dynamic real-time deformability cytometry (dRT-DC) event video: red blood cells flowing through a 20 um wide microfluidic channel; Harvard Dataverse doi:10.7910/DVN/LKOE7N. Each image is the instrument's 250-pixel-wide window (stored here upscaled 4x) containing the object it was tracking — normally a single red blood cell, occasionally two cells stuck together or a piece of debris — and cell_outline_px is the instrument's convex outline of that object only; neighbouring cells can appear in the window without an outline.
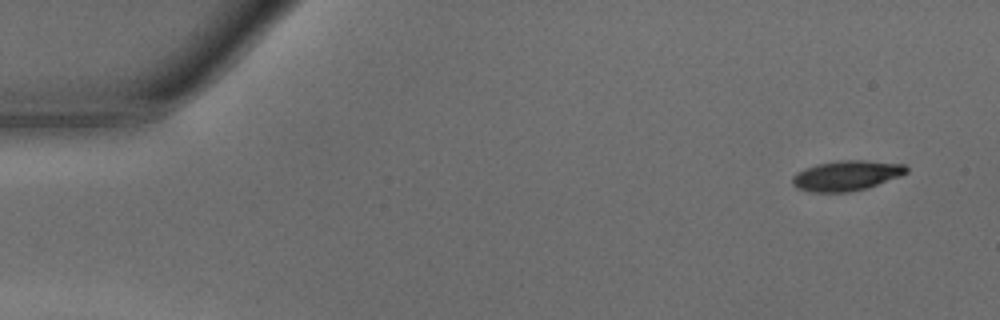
{"species": "common noctule bat (a hibernating species)", "species_latin": "Nyctalus noctula", "temperature_condition": "warm", "stored_images_in_passage": 46, "camera_frame_rate_fps": 3000, "um_per_image_px": 0.085, "animal": {"sex": "male", "body_mass_g": 15.6}, "frame": {"image": 1, "passage_image": 1, "time_ms": 0.0, "image_size_px": [1000, 320], "cell_outline_px": [[908, 172], [900, 176], [864, 188], [848, 192], [812, 192], [796, 188], [792, 184], [792, 176], [796, 172], [804, 168], [816, 164], [836, 160], [864, 160], [904, 164], [908, 168]], "centroid_in_image_um": [71.9, 14.91], "position_along_channel_um": 13.1, "area_um2": 20.0}}
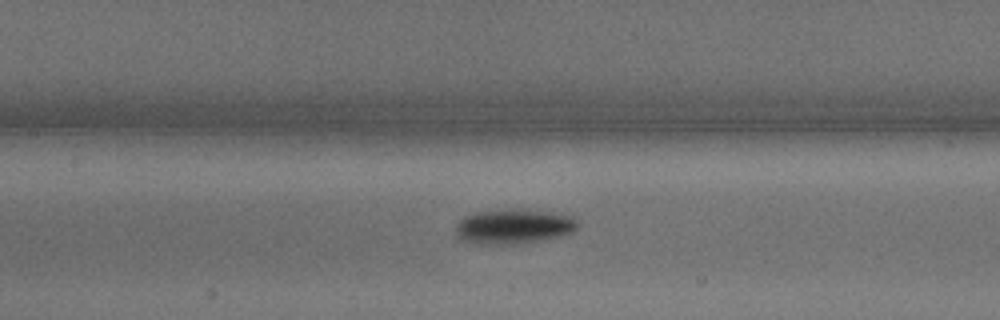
{"frame": {"image": 2, "passage_image": 20, "time_ms": 6.333, "image_size_px": [1000, 320], "cell_outline_px": [[580, 224], [572, 232], [560, 236], [544, 240], [512, 244], [480, 244], [464, 240], [456, 232], [456, 224], [464, 216], [472, 212], [548, 212], [572, 216]], "centroid_in_image_um": [43.67, 19.29], "position_along_channel_um": 163.7, "area_um2": 23.64}}
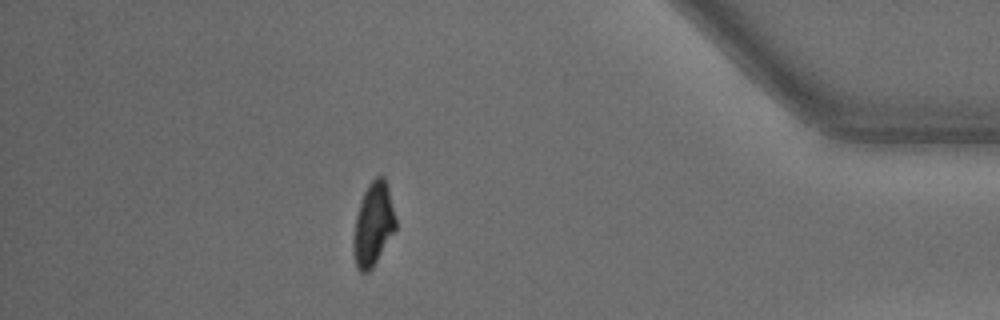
{"frame": {"image": 3, "passage_image": 40, "time_ms": 13.0, "image_size_px": [1000, 320], "cell_outline_px": [[396, 228], [372, 268], [368, 272], [360, 272], [356, 268], [352, 252], [352, 240], [356, 216], [364, 192], [368, 184], [376, 176], [384, 176], [388, 188], [396, 216]], "centroid_in_image_um": [31.71, 19.09], "position_along_channel_um": 403.5, "area_um2": 20.52}, "authors_computed_cell_mechanics": {"area_um2": 21.6461, "velocity_mm_per_s": 4.2346, "shape_relaxation_time_tau1_ms": 2.1567, "shape_relaxation_time_tau2_ms": null, "deformation_change_tau1": 0.1397, "deformation_change_tau2": null}}